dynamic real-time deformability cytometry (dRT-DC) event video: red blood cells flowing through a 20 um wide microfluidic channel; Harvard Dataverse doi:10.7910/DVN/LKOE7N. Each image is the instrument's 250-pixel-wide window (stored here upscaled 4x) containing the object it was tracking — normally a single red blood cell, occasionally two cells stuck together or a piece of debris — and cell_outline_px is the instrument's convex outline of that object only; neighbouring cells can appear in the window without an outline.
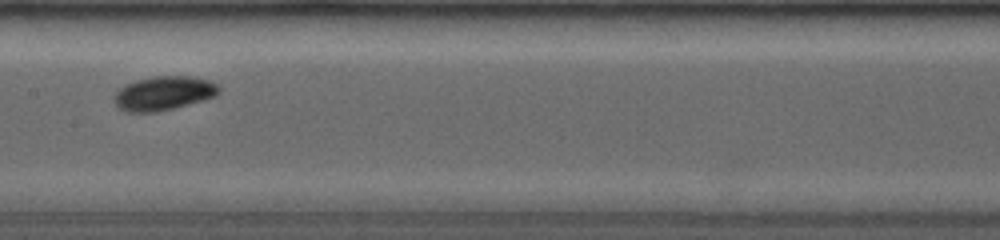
{"species": "common noctule bat (a hibernating species)", "species_latin": "Nyctalus noctula", "temperature_condition": "room temperature", "stored_images_in_passage": 5, "camera_frame_rate_fps": 4000, "um_per_image_px": 0.085, "animal": {"sex": "female", "body_mass_g": 19.0, "forearm_length_mm": 53.3}, "frame": {"image": 1, "passage_image": 5, "time_ms": 4.5, "image_size_px": [1000, 240], "cell_outline_px": [[220, 92], [216, 96], [204, 100], [156, 112], [128, 112], [120, 108], [112, 100], [116, 92], [124, 84], [136, 80], [152, 76], [188, 76], [208, 80], [216, 84], [220, 88]], "centroid_in_image_um": [13.9, 7.92], "position_along_channel_um": 193.5, "area_um2": 20.75}}